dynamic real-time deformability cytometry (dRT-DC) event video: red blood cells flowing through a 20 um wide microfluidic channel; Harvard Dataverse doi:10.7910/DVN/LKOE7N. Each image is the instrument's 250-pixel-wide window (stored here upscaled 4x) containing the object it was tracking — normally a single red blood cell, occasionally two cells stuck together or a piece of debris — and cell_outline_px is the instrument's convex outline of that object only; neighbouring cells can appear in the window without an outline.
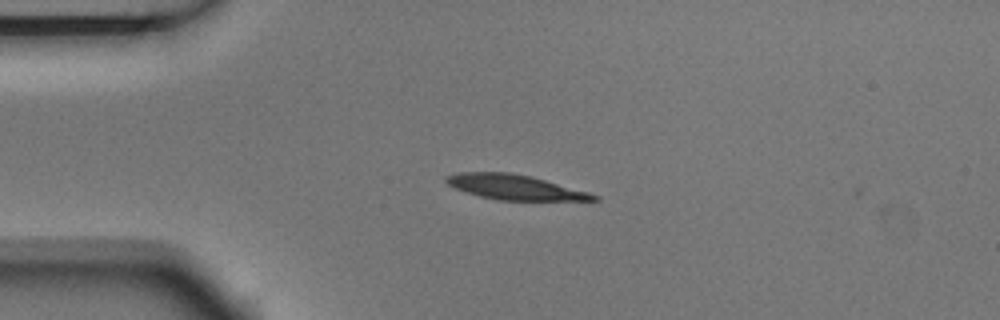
{"species": "Egyptian fruit bat (a non-hibernating species)", "species_latin": "Rousettus aegyptiacus", "temperature_condition": "room temperature", "stored_images_in_passage": 4, "camera_frame_rate_fps": 3000, "um_per_image_px": 0.085, "animal": {"sex": "male"}, "frame": {"image": 1, "passage_image": 3, "time_ms": 0.667, "image_size_px": [1000, 320], "cell_outline_px": [[600, 200], [496, 200], [480, 196], [456, 188], [448, 184], [444, 180], [444, 176], [456, 172], [508, 172], [532, 176], [588, 192], [600, 196]], "centroid_in_image_um": [43.74, 15.9], "position_along_channel_um": 41.3, "area_um2": 21.33}}